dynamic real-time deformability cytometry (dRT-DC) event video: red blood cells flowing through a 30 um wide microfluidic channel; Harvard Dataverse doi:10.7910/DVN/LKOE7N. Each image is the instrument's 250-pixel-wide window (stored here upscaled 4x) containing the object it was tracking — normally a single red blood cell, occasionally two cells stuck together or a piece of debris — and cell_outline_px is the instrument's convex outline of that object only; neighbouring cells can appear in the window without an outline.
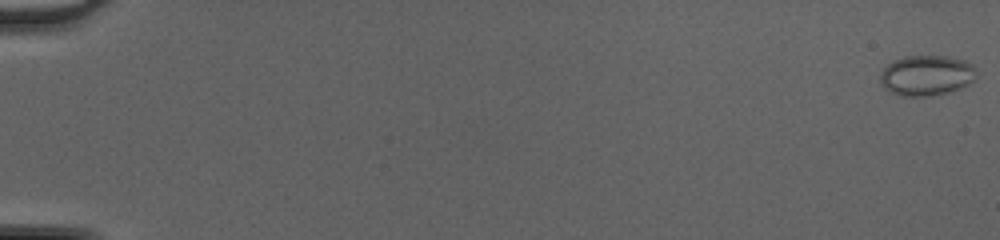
{"species": "common noctule bat (a hibernating species)", "species_latin": "Nyctalus noctula", "temperature_condition": "cold", "stored_images_in_passage": 23, "camera_frame_rate_fps": 3000, "um_per_image_px": 0.085, "animal": {"sex": "female", "body_mass_g": 20.0, "forearm_length_mm": 54.0}, "frame": {"image": 1, "passage_image": 1, "time_ms": 0.0, "image_size_px": [1000, 240], "cell_outline_px": [[972, 80], [968, 84], [960, 88], [948, 92], [932, 96], [900, 96], [884, 88], [880, 84], [880, 72], [888, 64], [904, 56], [948, 56], [964, 60], [972, 64]], "centroid_in_image_um": [78.68, 6.42], "position_along_channel_um": 6.3, "area_um2": 22.37}}
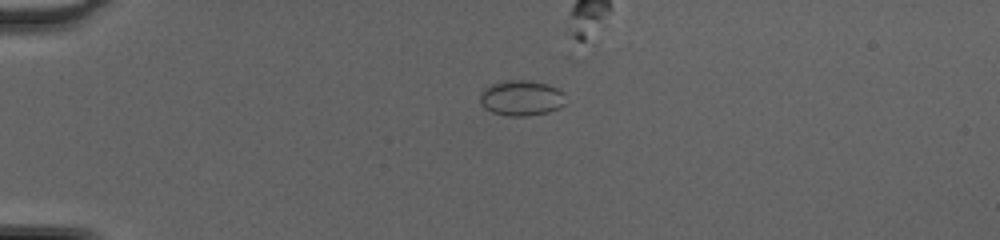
{"frame": {"image": 2, "passage_image": 14, "time_ms": 4.333, "image_size_px": [1000, 240], "cell_outline_px": [[564, 104], [560, 108], [548, 112], [528, 116], [508, 116], [492, 112], [484, 108], [480, 104], [480, 92], [484, 88], [492, 84], [504, 80], [528, 80], [544, 84], [556, 88], [564, 92]], "centroid_in_image_um": [44.28, 8.34], "position_along_channel_um": 40.7, "area_um2": 17.74}}